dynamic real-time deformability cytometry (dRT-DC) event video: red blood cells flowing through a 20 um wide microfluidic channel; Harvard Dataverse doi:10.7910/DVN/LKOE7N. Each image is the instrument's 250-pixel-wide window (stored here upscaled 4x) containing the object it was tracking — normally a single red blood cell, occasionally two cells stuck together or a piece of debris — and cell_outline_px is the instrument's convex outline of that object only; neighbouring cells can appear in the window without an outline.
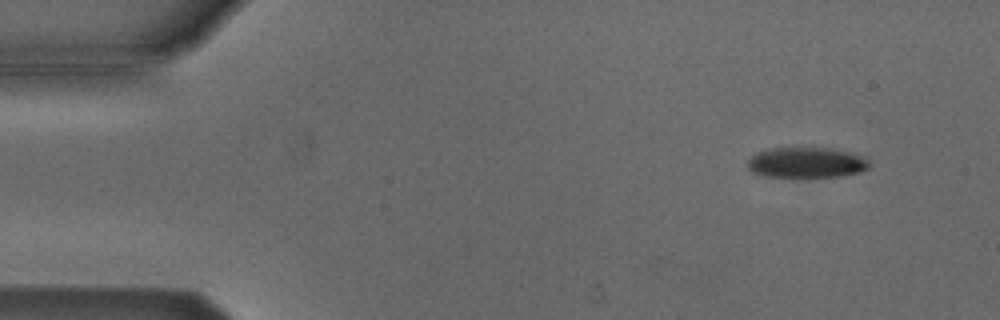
{"species": "Egyptian fruit bat (a non-hibernating species)", "species_latin": "Rousettus aegyptiacus", "temperature_condition": "cold", "stored_images_in_passage": 45, "camera_frame_rate_fps": 3000, "um_per_image_px": 0.085, "animal": {"sex": "male"}, "frame": {"image": 1, "passage_image": 1, "time_ms": 0.0, "image_size_px": [1000, 320], "cell_outline_px": [[872, 164], [868, 168], [860, 172], [840, 176], [768, 176], [752, 172], [748, 168], [748, 160], [756, 152], [772, 148], [832, 148], [852, 152], [864, 156]], "centroid_in_image_um": [68.6, 13.8], "position_along_channel_um": 16.4, "area_um2": 21.56}}
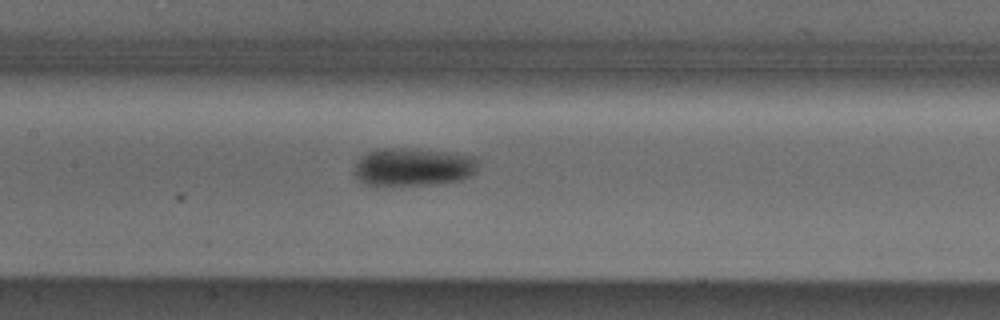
{"frame": {"image": 2, "passage_image": 21, "time_ms": 6.667, "image_size_px": [1000, 320], "cell_outline_px": [[476, 172], [472, 176], [460, 180], [444, 184], [364, 184], [352, 176], [352, 168], [356, 160], [364, 152], [376, 148], [412, 148], [444, 152], [472, 156], [476, 160]], "centroid_in_image_um": [35.02, 14.18], "position_along_channel_um": 172.4, "area_um2": 27.8}}
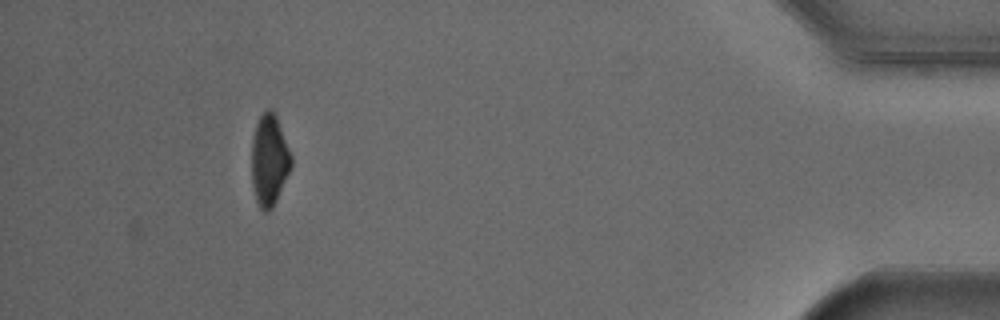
{"frame": {"image": 3, "passage_image": 45, "time_ms": 14.667, "image_size_px": [1000, 320], "cell_outline_px": [[292, 168], [272, 208], [268, 212], [264, 212], [260, 208], [256, 200], [252, 184], [252, 140], [256, 124], [260, 116], [268, 108], [272, 108], [276, 116], [292, 156]], "centroid_in_image_um": [22.9, 13.62], "position_along_channel_um": 412.3, "area_um2": 21.04}, "authors_computed_cell_mechanics": {"area_um2": 25.0852, "velocity_mm_per_s": 3.8273, "shape_relaxation_time_tau1_ms": 2.5153, "shape_relaxation_time_tau2_ms": null, "deformation_change_tau1": 0.097, "deformation_change_tau2": null}}